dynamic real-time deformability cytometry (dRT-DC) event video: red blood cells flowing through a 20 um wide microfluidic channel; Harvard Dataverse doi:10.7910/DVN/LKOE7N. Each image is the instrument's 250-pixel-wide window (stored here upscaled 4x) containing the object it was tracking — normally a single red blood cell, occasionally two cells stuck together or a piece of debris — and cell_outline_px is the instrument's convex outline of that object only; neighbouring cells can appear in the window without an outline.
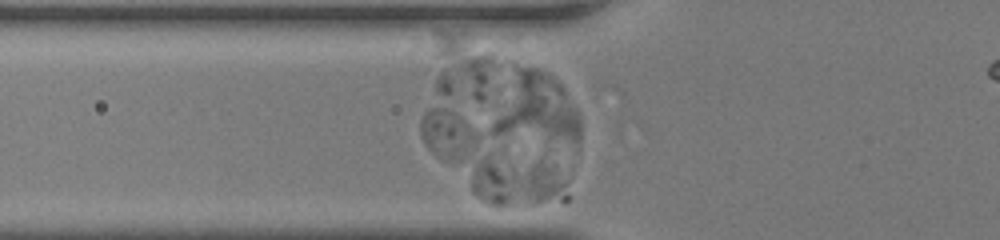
{"species": "human", "species_latin": "Homo sapiens", "temperature_condition": "room temperature", "stored_images_in_passage": 26, "camera_frame_rate_fps": 3000, "um_per_image_px": 0.085, "donor": {"sex": "female"}, "frame": {"image": 1, "passage_image": 3, "time_ms": 0.667, "image_size_px": [1000, 240], "cell_outline_px": [[580, 140], [572, 140], [492, 132], [492, 124], [512, 64], [516, 64], [540, 68], [548, 72], [564, 88], [580, 116]], "centroid_in_image_um": [45.56, 9.05], "position_along_channel_um": 80.2, "area_um2": 34.74}}